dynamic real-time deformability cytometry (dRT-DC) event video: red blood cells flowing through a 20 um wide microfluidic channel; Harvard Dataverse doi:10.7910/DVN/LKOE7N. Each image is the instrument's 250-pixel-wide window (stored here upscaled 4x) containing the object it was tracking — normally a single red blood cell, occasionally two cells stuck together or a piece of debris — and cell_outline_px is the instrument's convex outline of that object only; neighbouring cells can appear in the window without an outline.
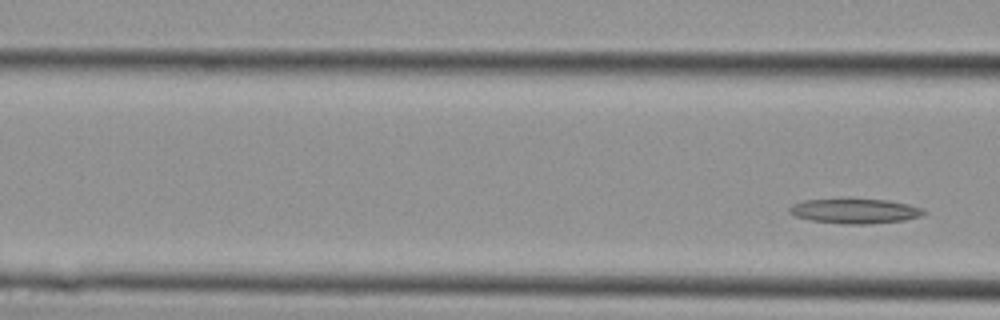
{"species": "Egyptian fruit bat (a non-hibernating species)", "species_latin": "Rousettus aegyptiacus", "temperature_condition": "cold", "stored_images_in_passage": 3, "segment_of_instrument_passage": [2, 2], "camera_frame_rate_fps": 3000, "um_per_image_px": 0.085, "animal": {"sex": "female"}, "frame": {"image": 1, "passage_image": 3, "time_ms": 0.667, "image_size_px": [1000, 320], "cell_outline_px": [[928, 212], [920, 216], [904, 220], [872, 224], [844, 224], [812, 220], [796, 216], [788, 212], [788, 208], [792, 204], [804, 200], [888, 200], [908, 204], [924, 208]], "centroid_in_image_um": [72.71, 17.95], "position_along_channel_um": 93.9, "area_um2": 19.19}}